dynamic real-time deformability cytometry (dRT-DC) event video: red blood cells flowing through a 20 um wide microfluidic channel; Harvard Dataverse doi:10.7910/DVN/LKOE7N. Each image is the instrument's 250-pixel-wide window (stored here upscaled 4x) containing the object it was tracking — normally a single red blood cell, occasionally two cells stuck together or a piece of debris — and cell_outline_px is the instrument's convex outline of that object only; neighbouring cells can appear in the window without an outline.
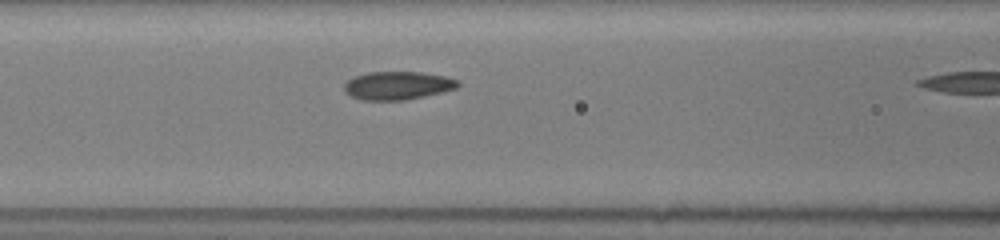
{"species": "common noctule bat (a hibernating species)", "species_latin": "Nyctalus noctula", "temperature_condition": "room temperature", "stored_images_in_passage": 14, "camera_frame_rate_fps": 3000, "um_per_image_px": 0.085, "animal": {"sex": "female", "body_mass_g": 19.5, "forearm_length_mm": 54.1}, "frame": {"image": 1, "passage_image": 13, "time_ms": 2.667, "image_size_px": [1000, 240], "cell_outline_px": [[460, 84], [456, 88], [424, 96], [404, 100], [360, 100], [344, 92], [344, 84], [352, 76], [368, 72], [420, 72], [444, 76], [460, 80]], "centroid_in_image_um": [33.76, 7.26], "position_along_channel_um": 132.8, "area_um2": 18.73}}